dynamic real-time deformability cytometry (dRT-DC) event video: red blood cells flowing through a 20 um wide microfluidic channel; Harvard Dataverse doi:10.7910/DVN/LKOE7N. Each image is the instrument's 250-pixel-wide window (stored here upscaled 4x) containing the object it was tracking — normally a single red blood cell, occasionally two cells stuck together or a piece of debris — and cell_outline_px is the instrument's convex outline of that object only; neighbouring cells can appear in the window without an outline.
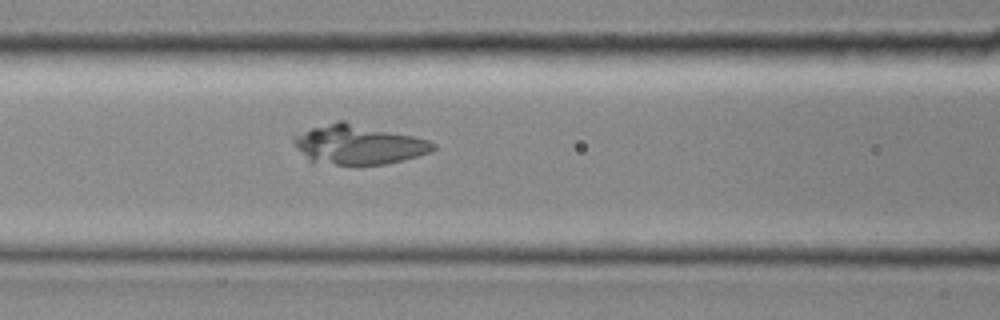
{"species": "common noctule bat (a hibernating species)", "species_latin": "Nyctalus noctula", "temperature_condition": "room temperature", "stored_images_in_passage": 39, "segment_of_instrument_passage": [2, 2], "camera_frame_rate_fps": 3000, "um_per_image_px": 0.085, "animal": {"sex": "female", "body_mass_g": 19.0, "forearm_length_mm": 51.5}, "frame": {"image": 1, "passage_image": 17, "time_ms": 5.333, "image_size_px": [1000, 320], "cell_outline_px": [[436, 148], [428, 152], [404, 160], [388, 164], [312, 164], [296, 148], [292, 140], [292, 136], [312, 128], [336, 120], [344, 120], [412, 136], [428, 140], [436, 144]], "centroid_in_image_um": [30.4, 12.29], "position_along_channel_um": 136.2, "area_um2": 32.14}}
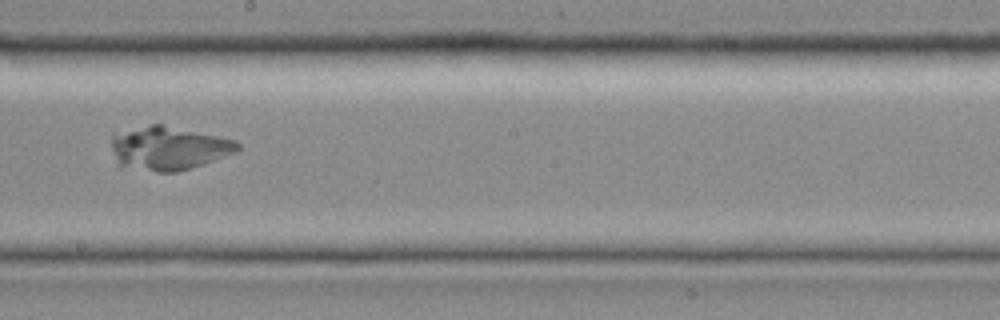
{"frame": {"image": 2, "passage_image": 23, "time_ms": 7.333, "image_size_px": [1000, 320], "cell_outline_px": [[240, 148], [236, 152], [204, 164], [176, 172], [156, 172], [120, 168], [116, 164], [112, 148], [112, 136], [152, 124], [160, 124], [236, 140], [240, 144]], "centroid_in_image_um": [14.32, 12.64], "position_along_channel_um": 233.9, "area_um2": 31.91}}
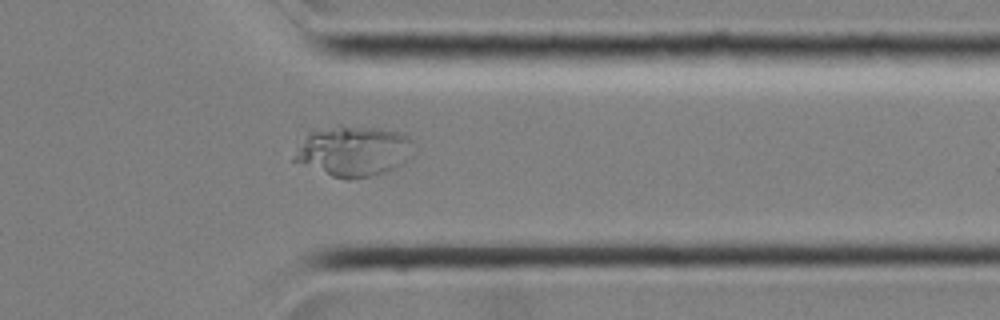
{"frame": {"image": 3, "passage_image": 32, "time_ms": 10.333, "image_size_px": [1000, 320], "cell_outline_px": [[412, 156], [404, 164], [396, 168], [372, 176], [348, 180], [332, 176], [292, 160], [312, 128], [376, 128], [400, 132], [408, 136], [412, 140]], "centroid_in_image_um": [30.11, 12.88], "position_along_channel_um": 381.3, "area_um2": 34.39}}